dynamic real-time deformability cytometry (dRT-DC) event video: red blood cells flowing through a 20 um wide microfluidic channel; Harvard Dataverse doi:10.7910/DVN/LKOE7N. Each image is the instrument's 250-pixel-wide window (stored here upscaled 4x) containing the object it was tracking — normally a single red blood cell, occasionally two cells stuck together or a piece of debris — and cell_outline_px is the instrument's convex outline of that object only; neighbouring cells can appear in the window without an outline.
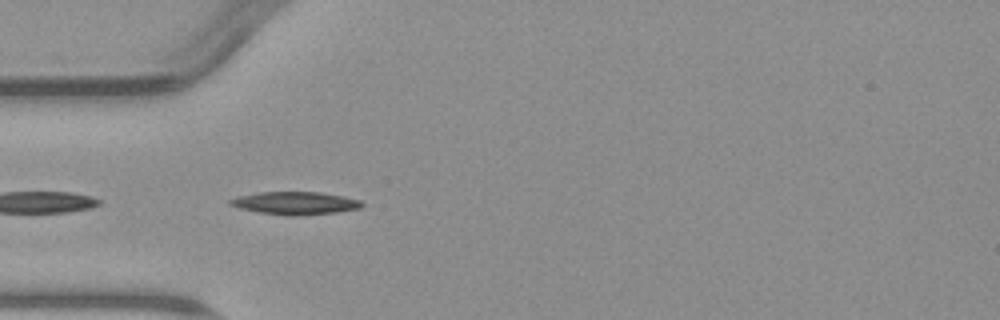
{"species": "common noctule bat (a hibernating species)", "species_latin": "Nyctalus noctula", "temperature_condition": "warm", "stored_images_in_passage": 8, "camera_frame_rate_fps": 3000, "um_per_image_px": 0.085, "animal": {"sex": "male", "body_mass_g": 23.1, "forearm_length_mm": 52.7}, "frame": {"image": 1, "passage_image": 4, "time_ms": 3.333, "image_size_px": [1000, 320], "cell_outline_px": [[364, 204], [360, 208], [336, 212], [296, 216], [288, 216], [260, 212], [240, 208], [228, 204], [228, 200], [236, 196], [260, 192], [320, 192], [344, 196], [360, 200]], "centroid_in_image_um": [25.08, 17.26], "position_along_channel_um": 59.9, "area_um2": 17.51}}
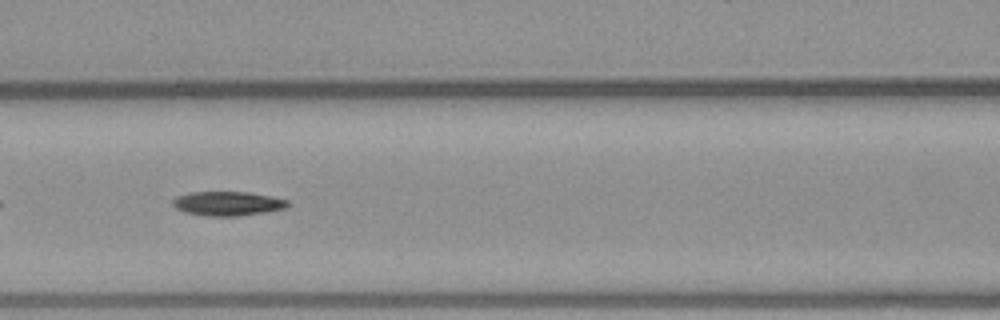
{"frame": {"image": 2, "passage_image": 6, "time_ms": 5.667, "image_size_px": [1000, 320], "cell_outline_px": [[288, 208], [268, 212], [240, 216], [204, 216], [184, 212], [176, 208], [172, 204], [172, 200], [176, 196], [192, 192], [248, 192], [272, 196], [288, 200]], "centroid_in_image_um": [19.37, 17.31], "position_along_channel_um": 147.2, "area_um2": 16.47}}
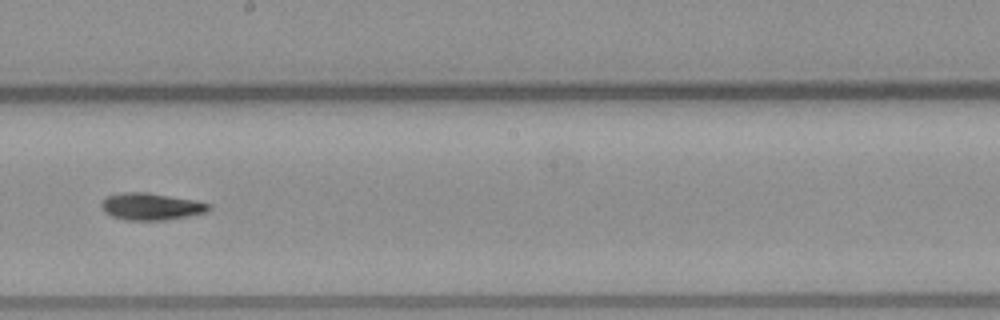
{"frame": {"image": 3, "passage_image": 8, "time_ms": 8.0, "image_size_px": [1000, 320], "cell_outline_px": [[212, 208], [204, 212], [188, 216], [164, 220], [124, 220], [112, 216], [104, 212], [100, 208], [100, 204], [108, 196], [124, 192], [148, 192], [196, 200], [212, 204]], "centroid_in_image_um": [12.85, 17.55], "position_along_channel_um": 235.4, "area_um2": 16.99}}